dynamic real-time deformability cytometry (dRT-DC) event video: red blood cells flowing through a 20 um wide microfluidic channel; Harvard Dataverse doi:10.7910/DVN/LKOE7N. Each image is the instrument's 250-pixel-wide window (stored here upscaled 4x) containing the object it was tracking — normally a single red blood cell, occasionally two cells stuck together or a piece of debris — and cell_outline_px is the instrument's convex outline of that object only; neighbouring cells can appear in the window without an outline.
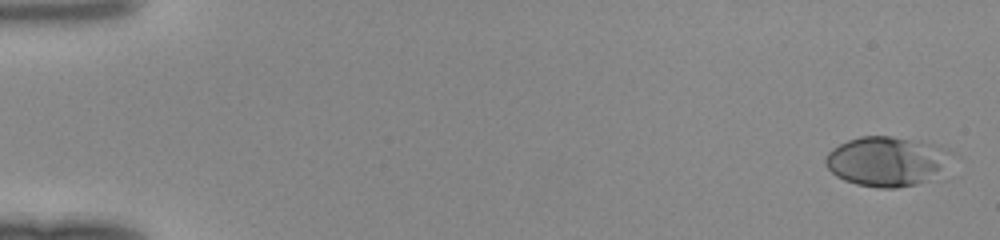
{"species": "human", "species_latin": "Homo sapiens", "temperature_condition": "room temperature", "stored_images_in_passage": 47, "camera_frame_rate_fps": 3000, "um_per_image_px": 0.085, "donor": {"sex": "female"}, "frame": {"image": 1, "passage_image": 1, "time_ms": 0.0, "image_size_px": [1000, 240], "cell_outline_px": [[952, 152], [940, 176], [916, 184], [896, 188], [880, 188], [856, 184], [844, 180], [836, 176], [828, 168], [824, 160], [828, 152], [832, 148], [848, 140], [860, 136], [892, 136], [932, 144], [948, 148]], "centroid_in_image_um": [75.37, 13.72], "position_along_channel_um": 9.6, "area_um2": 36.47}}
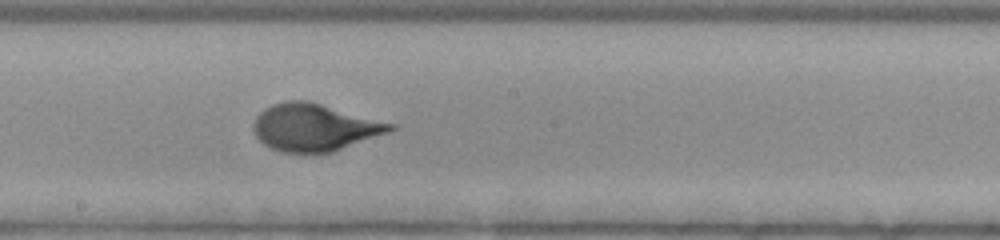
{"frame": {"image": 2, "passage_image": 27, "time_ms": 8.667, "image_size_px": [1000, 240], "cell_outline_px": [[396, 128], [388, 132], [332, 152], [312, 156], [280, 152], [264, 144], [256, 136], [252, 128], [252, 124], [256, 116], [264, 108], [272, 104], [288, 100], [308, 100], [396, 124]], "centroid_in_image_um": [26.69, 10.85], "position_along_channel_um": 221.5, "area_um2": 38.32}}
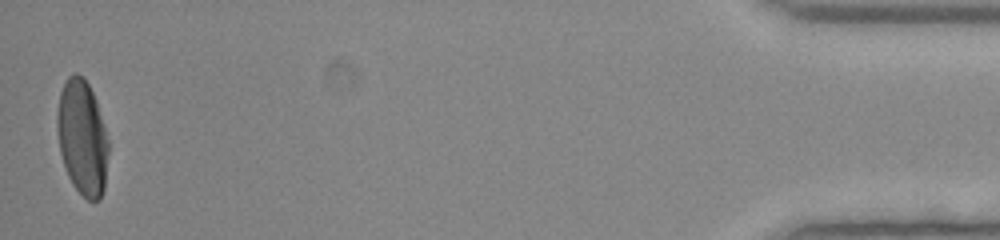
{"frame": {"image": 3, "passage_image": 47, "time_ms": 15.333, "image_size_px": [1000, 240], "cell_outline_px": [[108, 152], [104, 188], [100, 200], [88, 200], [72, 184], [68, 176], [60, 152], [56, 124], [56, 116], [60, 92], [68, 76], [72, 72], [76, 72], [84, 76], [96, 100], [108, 140]], "centroid_in_image_um": [6.98, 11.66], "position_along_channel_um": 428.2, "area_um2": 34.33}}